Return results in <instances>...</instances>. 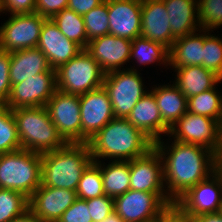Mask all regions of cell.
Segmentation results:
<instances>
[{"instance_id":"cell-1","label":"cell","mask_w":222,"mask_h":222,"mask_svg":"<svg viewBox=\"0 0 222 222\" xmlns=\"http://www.w3.org/2000/svg\"><path fill=\"white\" fill-rule=\"evenodd\" d=\"M171 144L166 146L160 139L154 142V147L163 161V181L167 184L166 193L173 202H176L190 188L207 179L217 170L218 156L200 145L175 140Z\"/></svg>"},{"instance_id":"cell-2","label":"cell","mask_w":222,"mask_h":222,"mask_svg":"<svg viewBox=\"0 0 222 222\" xmlns=\"http://www.w3.org/2000/svg\"><path fill=\"white\" fill-rule=\"evenodd\" d=\"M87 144L93 162L99 158L130 161L154 147V142L126 118L112 119Z\"/></svg>"},{"instance_id":"cell-3","label":"cell","mask_w":222,"mask_h":222,"mask_svg":"<svg viewBox=\"0 0 222 222\" xmlns=\"http://www.w3.org/2000/svg\"><path fill=\"white\" fill-rule=\"evenodd\" d=\"M41 185L77 190L83 172L93 162L87 143H66L41 154Z\"/></svg>"},{"instance_id":"cell-4","label":"cell","mask_w":222,"mask_h":222,"mask_svg":"<svg viewBox=\"0 0 222 222\" xmlns=\"http://www.w3.org/2000/svg\"><path fill=\"white\" fill-rule=\"evenodd\" d=\"M12 113L22 149L44 154L67 143L58 133L45 106L15 108Z\"/></svg>"},{"instance_id":"cell-5","label":"cell","mask_w":222,"mask_h":222,"mask_svg":"<svg viewBox=\"0 0 222 222\" xmlns=\"http://www.w3.org/2000/svg\"><path fill=\"white\" fill-rule=\"evenodd\" d=\"M41 154L19 149L0 154V188L16 190L30 198L41 185Z\"/></svg>"},{"instance_id":"cell-6","label":"cell","mask_w":222,"mask_h":222,"mask_svg":"<svg viewBox=\"0 0 222 222\" xmlns=\"http://www.w3.org/2000/svg\"><path fill=\"white\" fill-rule=\"evenodd\" d=\"M105 74L100 65L83 49L56 69L57 90L81 95L102 87Z\"/></svg>"},{"instance_id":"cell-7","label":"cell","mask_w":222,"mask_h":222,"mask_svg":"<svg viewBox=\"0 0 222 222\" xmlns=\"http://www.w3.org/2000/svg\"><path fill=\"white\" fill-rule=\"evenodd\" d=\"M170 137L175 141L196 144L222 153V124L216 119L186 111L170 128Z\"/></svg>"},{"instance_id":"cell-8","label":"cell","mask_w":222,"mask_h":222,"mask_svg":"<svg viewBox=\"0 0 222 222\" xmlns=\"http://www.w3.org/2000/svg\"><path fill=\"white\" fill-rule=\"evenodd\" d=\"M141 78L140 73L131 67L105 74L103 86L108 92L115 118H127L147 93Z\"/></svg>"},{"instance_id":"cell-9","label":"cell","mask_w":222,"mask_h":222,"mask_svg":"<svg viewBox=\"0 0 222 222\" xmlns=\"http://www.w3.org/2000/svg\"><path fill=\"white\" fill-rule=\"evenodd\" d=\"M114 212L124 222H154L161 210L173 201L167 193L128 190L113 198Z\"/></svg>"},{"instance_id":"cell-10","label":"cell","mask_w":222,"mask_h":222,"mask_svg":"<svg viewBox=\"0 0 222 222\" xmlns=\"http://www.w3.org/2000/svg\"><path fill=\"white\" fill-rule=\"evenodd\" d=\"M45 20L36 12L11 15L0 27V49L13 52L37 48Z\"/></svg>"},{"instance_id":"cell-11","label":"cell","mask_w":222,"mask_h":222,"mask_svg":"<svg viewBox=\"0 0 222 222\" xmlns=\"http://www.w3.org/2000/svg\"><path fill=\"white\" fill-rule=\"evenodd\" d=\"M45 107L63 139L68 143H81L79 95L56 90Z\"/></svg>"},{"instance_id":"cell-12","label":"cell","mask_w":222,"mask_h":222,"mask_svg":"<svg viewBox=\"0 0 222 222\" xmlns=\"http://www.w3.org/2000/svg\"><path fill=\"white\" fill-rule=\"evenodd\" d=\"M81 143H87L108 122L115 118L109 95L104 86L79 95Z\"/></svg>"},{"instance_id":"cell-13","label":"cell","mask_w":222,"mask_h":222,"mask_svg":"<svg viewBox=\"0 0 222 222\" xmlns=\"http://www.w3.org/2000/svg\"><path fill=\"white\" fill-rule=\"evenodd\" d=\"M192 217L222 211V175L216 170L176 201Z\"/></svg>"},{"instance_id":"cell-14","label":"cell","mask_w":222,"mask_h":222,"mask_svg":"<svg viewBox=\"0 0 222 222\" xmlns=\"http://www.w3.org/2000/svg\"><path fill=\"white\" fill-rule=\"evenodd\" d=\"M57 90L56 72H43L11 86L7 102L10 109L45 106Z\"/></svg>"},{"instance_id":"cell-15","label":"cell","mask_w":222,"mask_h":222,"mask_svg":"<svg viewBox=\"0 0 222 222\" xmlns=\"http://www.w3.org/2000/svg\"><path fill=\"white\" fill-rule=\"evenodd\" d=\"M164 188L163 161L155 147L130 160V190L166 193Z\"/></svg>"},{"instance_id":"cell-16","label":"cell","mask_w":222,"mask_h":222,"mask_svg":"<svg viewBox=\"0 0 222 222\" xmlns=\"http://www.w3.org/2000/svg\"><path fill=\"white\" fill-rule=\"evenodd\" d=\"M76 199V191L40 185L29 198V210L41 222H58Z\"/></svg>"},{"instance_id":"cell-17","label":"cell","mask_w":222,"mask_h":222,"mask_svg":"<svg viewBox=\"0 0 222 222\" xmlns=\"http://www.w3.org/2000/svg\"><path fill=\"white\" fill-rule=\"evenodd\" d=\"M132 41L113 35H103L88 42L86 51L105 73L121 70L130 60Z\"/></svg>"},{"instance_id":"cell-18","label":"cell","mask_w":222,"mask_h":222,"mask_svg":"<svg viewBox=\"0 0 222 222\" xmlns=\"http://www.w3.org/2000/svg\"><path fill=\"white\" fill-rule=\"evenodd\" d=\"M142 0L108 1L109 34L133 40L141 33Z\"/></svg>"},{"instance_id":"cell-19","label":"cell","mask_w":222,"mask_h":222,"mask_svg":"<svg viewBox=\"0 0 222 222\" xmlns=\"http://www.w3.org/2000/svg\"><path fill=\"white\" fill-rule=\"evenodd\" d=\"M37 48L46 56L50 67L55 70L83 50L65 37L52 19L44 21Z\"/></svg>"},{"instance_id":"cell-20","label":"cell","mask_w":222,"mask_h":222,"mask_svg":"<svg viewBox=\"0 0 222 222\" xmlns=\"http://www.w3.org/2000/svg\"><path fill=\"white\" fill-rule=\"evenodd\" d=\"M141 18L140 36L160 43L169 50L176 38L172 35L163 0H142Z\"/></svg>"},{"instance_id":"cell-21","label":"cell","mask_w":222,"mask_h":222,"mask_svg":"<svg viewBox=\"0 0 222 222\" xmlns=\"http://www.w3.org/2000/svg\"><path fill=\"white\" fill-rule=\"evenodd\" d=\"M153 142L161 139V134H169L170 128L163 122L154 94L147 92L134 106L126 118Z\"/></svg>"},{"instance_id":"cell-22","label":"cell","mask_w":222,"mask_h":222,"mask_svg":"<svg viewBox=\"0 0 222 222\" xmlns=\"http://www.w3.org/2000/svg\"><path fill=\"white\" fill-rule=\"evenodd\" d=\"M43 72H56V70L50 67L46 56L40 49L31 48L10 52L11 86Z\"/></svg>"},{"instance_id":"cell-23","label":"cell","mask_w":222,"mask_h":222,"mask_svg":"<svg viewBox=\"0 0 222 222\" xmlns=\"http://www.w3.org/2000/svg\"><path fill=\"white\" fill-rule=\"evenodd\" d=\"M163 2L169 15L171 32L175 38L194 33L197 29L201 30L198 0H163Z\"/></svg>"},{"instance_id":"cell-24","label":"cell","mask_w":222,"mask_h":222,"mask_svg":"<svg viewBox=\"0 0 222 222\" xmlns=\"http://www.w3.org/2000/svg\"><path fill=\"white\" fill-rule=\"evenodd\" d=\"M174 69L177 71L174 84L186 98L212 89L222 81L217 74L203 66H185Z\"/></svg>"},{"instance_id":"cell-25","label":"cell","mask_w":222,"mask_h":222,"mask_svg":"<svg viewBox=\"0 0 222 222\" xmlns=\"http://www.w3.org/2000/svg\"><path fill=\"white\" fill-rule=\"evenodd\" d=\"M196 32L176 38L169 49V63L172 68L201 66L203 62L204 34Z\"/></svg>"},{"instance_id":"cell-26","label":"cell","mask_w":222,"mask_h":222,"mask_svg":"<svg viewBox=\"0 0 222 222\" xmlns=\"http://www.w3.org/2000/svg\"><path fill=\"white\" fill-rule=\"evenodd\" d=\"M151 92L157 101L163 122L171 128L175 122L187 111V98L179 88L172 85H158Z\"/></svg>"},{"instance_id":"cell-27","label":"cell","mask_w":222,"mask_h":222,"mask_svg":"<svg viewBox=\"0 0 222 222\" xmlns=\"http://www.w3.org/2000/svg\"><path fill=\"white\" fill-rule=\"evenodd\" d=\"M101 169L103 191L115 198L130 190V161H112L107 166L95 162Z\"/></svg>"},{"instance_id":"cell-28","label":"cell","mask_w":222,"mask_h":222,"mask_svg":"<svg viewBox=\"0 0 222 222\" xmlns=\"http://www.w3.org/2000/svg\"><path fill=\"white\" fill-rule=\"evenodd\" d=\"M52 20L58 26L60 32L69 40L86 49L88 38L82 15L69 8L61 10Z\"/></svg>"},{"instance_id":"cell-29","label":"cell","mask_w":222,"mask_h":222,"mask_svg":"<svg viewBox=\"0 0 222 222\" xmlns=\"http://www.w3.org/2000/svg\"><path fill=\"white\" fill-rule=\"evenodd\" d=\"M132 58L137 60L136 63L143 65L155 63V61L168 65L169 50L160 43L139 36L132 40L130 59Z\"/></svg>"},{"instance_id":"cell-30","label":"cell","mask_w":222,"mask_h":222,"mask_svg":"<svg viewBox=\"0 0 222 222\" xmlns=\"http://www.w3.org/2000/svg\"><path fill=\"white\" fill-rule=\"evenodd\" d=\"M21 149L17 124L12 109L0 105V154Z\"/></svg>"},{"instance_id":"cell-31","label":"cell","mask_w":222,"mask_h":222,"mask_svg":"<svg viewBox=\"0 0 222 222\" xmlns=\"http://www.w3.org/2000/svg\"><path fill=\"white\" fill-rule=\"evenodd\" d=\"M29 209V198L16 190L0 188V222H9Z\"/></svg>"},{"instance_id":"cell-32","label":"cell","mask_w":222,"mask_h":222,"mask_svg":"<svg viewBox=\"0 0 222 222\" xmlns=\"http://www.w3.org/2000/svg\"><path fill=\"white\" fill-rule=\"evenodd\" d=\"M76 194L77 198L82 200H89L105 195L101 169L95 162H92L83 172Z\"/></svg>"},{"instance_id":"cell-33","label":"cell","mask_w":222,"mask_h":222,"mask_svg":"<svg viewBox=\"0 0 222 222\" xmlns=\"http://www.w3.org/2000/svg\"><path fill=\"white\" fill-rule=\"evenodd\" d=\"M82 17L88 42L97 37L109 34L108 1H104Z\"/></svg>"},{"instance_id":"cell-34","label":"cell","mask_w":222,"mask_h":222,"mask_svg":"<svg viewBox=\"0 0 222 222\" xmlns=\"http://www.w3.org/2000/svg\"><path fill=\"white\" fill-rule=\"evenodd\" d=\"M202 31L204 33V42L203 62L201 66L214 72L222 79V38L210 35L208 30L203 29Z\"/></svg>"},{"instance_id":"cell-35","label":"cell","mask_w":222,"mask_h":222,"mask_svg":"<svg viewBox=\"0 0 222 222\" xmlns=\"http://www.w3.org/2000/svg\"><path fill=\"white\" fill-rule=\"evenodd\" d=\"M200 27L212 31L222 25V0H198Z\"/></svg>"},{"instance_id":"cell-36","label":"cell","mask_w":222,"mask_h":222,"mask_svg":"<svg viewBox=\"0 0 222 222\" xmlns=\"http://www.w3.org/2000/svg\"><path fill=\"white\" fill-rule=\"evenodd\" d=\"M86 203L93 222H102L114 212V201L110 196L95 197Z\"/></svg>"},{"instance_id":"cell-37","label":"cell","mask_w":222,"mask_h":222,"mask_svg":"<svg viewBox=\"0 0 222 222\" xmlns=\"http://www.w3.org/2000/svg\"><path fill=\"white\" fill-rule=\"evenodd\" d=\"M10 91V52L0 49V105L7 102Z\"/></svg>"},{"instance_id":"cell-38","label":"cell","mask_w":222,"mask_h":222,"mask_svg":"<svg viewBox=\"0 0 222 222\" xmlns=\"http://www.w3.org/2000/svg\"><path fill=\"white\" fill-rule=\"evenodd\" d=\"M58 222H93L86 200L77 198L62 214Z\"/></svg>"},{"instance_id":"cell-39","label":"cell","mask_w":222,"mask_h":222,"mask_svg":"<svg viewBox=\"0 0 222 222\" xmlns=\"http://www.w3.org/2000/svg\"><path fill=\"white\" fill-rule=\"evenodd\" d=\"M154 222H194V217L186 212L177 202H172L161 210Z\"/></svg>"},{"instance_id":"cell-40","label":"cell","mask_w":222,"mask_h":222,"mask_svg":"<svg viewBox=\"0 0 222 222\" xmlns=\"http://www.w3.org/2000/svg\"><path fill=\"white\" fill-rule=\"evenodd\" d=\"M68 0H36L35 12L46 19H52L61 10L67 8Z\"/></svg>"},{"instance_id":"cell-41","label":"cell","mask_w":222,"mask_h":222,"mask_svg":"<svg viewBox=\"0 0 222 222\" xmlns=\"http://www.w3.org/2000/svg\"><path fill=\"white\" fill-rule=\"evenodd\" d=\"M36 0H0V13L4 11L15 14H29L35 12Z\"/></svg>"},{"instance_id":"cell-42","label":"cell","mask_w":222,"mask_h":222,"mask_svg":"<svg viewBox=\"0 0 222 222\" xmlns=\"http://www.w3.org/2000/svg\"><path fill=\"white\" fill-rule=\"evenodd\" d=\"M103 2L104 0H68L67 8L83 16Z\"/></svg>"},{"instance_id":"cell-43","label":"cell","mask_w":222,"mask_h":222,"mask_svg":"<svg viewBox=\"0 0 222 222\" xmlns=\"http://www.w3.org/2000/svg\"><path fill=\"white\" fill-rule=\"evenodd\" d=\"M194 222H222V212L195 216Z\"/></svg>"},{"instance_id":"cell-44","label":"cell","mask_w":222,"mask_h":222,"mask_svg":"<svg viewBox=\"0 0 222 222\" xmlns=\"http://www.w3.org/2000/svg\"><path fill=\"white\" fill-rule=\"evenodd\" d=\"M9 222H41L29 209Z\"/></svg>"},{"instance_id":"cell-45","label":"cell","mask_w":222,"mask_h":222,"mask_svg":"<svg viewBox=\"0 0 222 222\" xmlns=\"http://www.w3.org/2000/svg\"><path fill=\"white\" fill-rule=\"evenodd\" d=\"M102 222H124V221L115 212H113Z\"/></svg>"},{"instance_id":"cell-46","label":"cell","mask_w":222,"mask_h":222,"mask_svg":"<svg viewBox=\"0 0 222 222\" xmlns=\"http://www.w3.org/2000/svg\"><path fill=\"white\" fill-rule=\"evenodd\" d=\"M217 170L222 175V153L217 157Z\"/></svg>"}]
</instances>
